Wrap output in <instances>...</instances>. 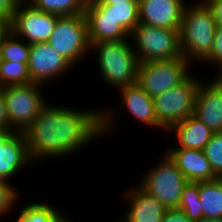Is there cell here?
<instances>
[{
    "label": "cell",
    "instance_id": "30bf717a",
    "mask_svg": "<svg viewBox=\"0 0 222 222\" xmlns=\"http://www.w3.org/2000/svg\"><path fill=\"white\" fill-rule=\"evenodd\" d=\"M61 16L46 13L22 0L11 20V31L28 44L47 42Z\"/></svg>",
    "mask_w": 222,
    "mask_h": 222
},
{
    "label": "cell",
    "instance_id": "4fadbf2b",
    "mask_svg": "<svg viewBox=\"0 0 222 222\" xmlns=\"http://www.w3.org/2000/svg\"><path fill=\"white\" fill-rule=\"evenodd\" d=\"M213 78L208 83L200 78L193 115L213 132H222V76Z\"/></svg>",
    "mask_w": 222,
    "mask_h": 222
},
{
    "label": "cell",
    "instance_id": "52a82bcc",
    "mask_svg": "<svg viewBox=\"0 0 222 222\" xmlns=\"http://www.w3.org/2000/svg\"><path fill=\"white\" fill-rule=\"evenodd\" d=\"M42 87L44 86L41 84L29 83L0 88L5 100L10 128L14 132L23 133L47 103Z\"/></svg>",
    "mask_w": 222,
    "mask_h": 222
},
{
    "label": "cell",
    "instance_id": "f1b7e54d",
    "mask_svg": "<svg viewBox=\"0 0 222 222\" xmlns=\"http://www.w3.org/2000/svg\"><path fill=\"white\" fill-rule=\"evenodd\" d=\"M202 63L215 64L218 68L216 75L222 76V27L217 26L211 53Z\"/></svg>",
    "mask_w": 222,
    "mask_h": 222
},
{
    "label": "cell",
    "instance_id": "1f68e13d",
    "mask_svg": "<svg viewBox=\"0 0 222 222\" xmlns=\"http://www.w3.org/2000/svg\"><path fill=\"white\" fill-rule=\"evenodd\" d=\"M211 9L216 25L222 27V0H203Z\"/></svg>",
    "mask_w": 222,
    "mask_h": 222
},
{
    "label": "cell",
    "instance_id": "9c48e42d",
    "mask_svg": "<svg viewBox=\"0 0 222 222\" xmlns=\"http://www.w3.org/2000/svg\"><path fill=\"white\" fill-rule=\"evenodd\" d=\"M47 43L73 66L83 61L91 52L84 14L60 17Z\"/></svg>",
    "mask_w": 222,
    "mask_h": 222
},
{
    "label": "cell",
    "instance_id": "5bb4252c",
    "mask_svg": "<svg viewBox=\"0 0 222 222\" xmlns=\"http://www.w3.org/2000/svg\"><path fill=\"white\" fill-rule=\"evenodd\" d=\"M185 0H138L139 23L180 29Z\"/></svg>",
    "mask_w": 222,
    "mask_h": 222
},
{
    "label": "cell",
    "instance_id": "8d00e7d4",
    "mask_svg": "<svg viewBox=\"0 0 222 222\" xmlns=\"http://www.w3.org/2000/svg\"><path fill=\"white\" fill-rule=\"evenodd\" d=\"M8 133L6 129H0V140Z\"/></svg>",
    "mask_w": 222,
    "mask_h": 222
},
{
    "label": "cell",
    "instance_id": "d590c367",
    "mask_svg": "<svg viewBox=\"0 0 222 222\" xmlns=\"http://www.w3.org/2000/svg\"><path fill=\"white\" fill-rule=\"evenodd\" d=\"M196 222H222V219H216V218H201L200 220Z\"/></svg>",
    "mask_w": 222,
    "mask_h": 222
},
{
    "label": "cell",
    "instance_id": "44dd1931",
    "mask_svg": "<svg viewBox=\"0 0 222 222\" xmlns=\"http://www.w3.org/2000/svg\"><path fill=\"white\" fill-rule=\"evenodd\" d=\"M18 208L20 213L15 222H64L68 218L57 206L54 207L43 200Z\"/></svg>",
    "mask_w": 222,
    "mask_h": 222
},
{
    "label": "cell",
    "instance_id": "6da1fadb",
    "mask_svg": "<svg viewBox=\"0 0 222 222\" xmlns=\"http://www.w3.org/2000/svg\"><path fill=\"white\" fill-rule=\"evenodd\" d=\"M106 107L76 110L47 102L23 132L32 163L69 158L100 136L112 133L117 123L116 108Z\"/></svg>",
    "mask_w": 222,
    "mask_h": 222
},
{
    "label": "cell",
    "instance_id": "d4e9b609",
    "mask_svg": "<svg viewBox=\"0 0 222 222\" xmlns=\"http://www.w3.org/2000/svg\"><path fill=\"white\" fill-rule=\"evenodd\" d=\"M199 196V182H188L183 188L181 200L177 208L182 210L186 217L193 222L203 218L202 205Z\"/></svg>",
    "mask_w": 222,
    "mask_h": 222
},
{
    "label": "cell",
    "instance_id": "8992f818",
    "mask_svg": "<svg viewBox=\"0 0 222 222\" xmlns=\"http://www.w3.org/2000/svg\"><path fill=\"white\" fill-rule=\"evenodd\" d=\"M138 185L167 209L178 208L183 188L188 181L164 152L158 163L149 168Z\"/></svg>",
    "mask_w": 222,
    "mask_h": 222
},
{
    "label": "cell",
    "instance_id": "4dcf8cb0",
    "mask_svg": "<svg viewBox=\"0 0 222 222\" xmlns=\"http://www.w3.org/2000/svg\"><path fill=\"white\" fill-rule=\"evenodd\" d=\"M161 222H193L189 220L182 210L177 208L167 209Z\"/></svg>",
    "mask_w": 222,
    "mask_h": 222
},
{
    "label": "cell",
    "instance_id": "d6986e66",
    "mask_svg": "<svg viewBox=\"0 0 222 222\" xmlns=\"http://www.w3.org/2000/svg\"><path fill=\"white\" fill-rule=\"evenodd\" d=\"M177 137V146L167 148H188L204 150L214 132L194 115H190L179 124L173 125L167 133Z\"/></svg>",
    "mask_w": 222,
    "mask_h": 222
},
{
    "label": "cell",
    "instance_id": "836d02e7",
    "mask_svg": "<svg viewBox=\"0 0 222 222\" xmlns=\"http://www.w3.org/2000/svg\"><path fill=\"white\" fill-rule=\"evenodd\" d=\"M11 32V21L0 17V44L3 39Z\"/></svg>",
    "mask_w": 222,
    "mask_h": 222
},
{
    "label": "cell",
    "instance_id": "ba28073f",
    "mask_svg": "<svg viewBox=\"0 0 222 222\" xmlns=\"http://www.w3.org/2000/svg\"><path fill=\"white\" fill-rule=\"evenodd\" d=\"M191 65L183 57L139 62L137 84L154 98L181 84L190 75Z\"/></svg>",
    "mask_w": 222,
    "mask_h": 222
},
{
    "label": "cell",
    "instance_id": "3957f363",
    "mask_svg": "<svg viewBox=\"0 0 222 222\" xmlns=\"http://www.w3.org/2000/svg\"><path fill=\"white\" fill-rule=\"evenodd\" d=\"M90 45L91 53H97L98 70L107 86L119 89L137 83L139 60L130 39Z\"/></svg>",
    "mask_w": 222,
    "mask_h": 222
},
{
    "label": "cell",
    "instance_id": "e0dca14e",
    "mask_svg": "<svg viewBox=\"0 0 222 222\" xmlns=\"http://www.w3.org/2000/svg\"><path fill=\"white\" fill-rule=\"evenodd\" d=\"M164 152L182 172L188 182H205L218 179L203 150L167 148Z\"/></svg>",
    "mask_w": 222,
    "mask_h": 222
},
{
    "label": "cell",
    "instance_id": "4316f807",
    "mask_svg": "<svg viewBox=\"0 0 222 222\" xmlns=\"http://www.w3.org/2000/svg\"><path fill=\"white\" fill-rule=\"evenodd\" d=\"M203 151L214 174L222 178V132H214Z\"/></svg>",
    "mask_w": 222,
    "mask_h": 222
},
{
    "label": "cell",
    "instance_id": "484cf974",
    "mask_svg": "<svg viewBox=\"0 0 222 222\" xmlns=\"http://www.w3.org/2000/svg\"><path fill=\"white\" fill-rule=\"evenodd\" d=\"M108 11L129 33L139 23L138 3H116L112 5H104Z\"/></svg>",
    "mask_w": 222,
    "mask_h": 222
},
{
    "label": "cell",
    "instance_id": "7a4b0ae2",
    "mask_svg": "<svg viewBox=\"0 0 222 222\" xmlns=\"http://www.w3.org/2000/svg\"><path fill=\"white\" fill-rule=\"evenodd\" d=\"M216 28L213 13L203 0L186 4L179 30L183 58L190 64L203 62L211 53Z\"/></svg>",
    "mask_w": 222,
    "mask_h": 222
},
{
    "label": "cell",
    "instance_id": "d6a6232c",
    "mask_svg": "<svg viewBox=\"0 0 222 222\" xmlns=\"http://www.w3.org/2000/svg\"><path fill=\"white\" fill-rule=\"evenodd\" d=\"M0 129H6L8 132L13 130L10 128L9 119L7 115L5 100L2 90L0 89Z\"/></svg>",
    "mask_w": 222,
    "mask_h": 222
},
{
    "label": "cell",
    "instance_id": "277c9868",
    "mask_svg": "<svg viewBox=\"0 0 222 222\" xmlns=\"http://www.w3.org/2000/svg\"><path fill=\"white\" fill-rule=\"evenodd\" d=\"M179 30L138 23L130 32L129 38L132 39V47L139 62L183 57Z\"/></svg>",
    "mask_w": 222,
    "mask_h": 222
},
{
    "label": "cell",
    "instance_id": "ffe728a7",
    "mask_svg": "<svg viewBox=\"0 0 222 222\" xmlns=\"http://www.w3.org/2000/svg\"><path fill=\"white\" fill-rule=\"evenodd\" d=\"M203 217L222 219V178L199 182Z\"/></svg>",
    "mask_w": 222,
    "mask_h": 222
},
{
    "label": "cell",
    "instance_id": "83f0119b",
    "mask_svg": "<svg viewBox=\"0 0 222 222\" xmlns=\"http://www.w3.org/2000/svg\"><path fill=\"white\" fill-rule=\"evenodd\" d=\"M15 188L12 183L0 181V218L11 214L10 211L12 212L18 206L20 193L17 192L18 188Z\"/></svg>",
    "mask_w": 222,
    "mask_h": 222
},
{
    "label": "cell",
    "instance_id": "f546056e",
    "mask_svg": "<svg viewBox=\"0 0 222 222\" xmlns=\"http://www.w3.org/2000/svg\"><path fill=\"white\" fill-rule=\"evenodd\" d=\"M21 1L22 0H0V17L7 18L11 21Z\"/></svg>",
    "mask_w": 222,
    "mask_h": 222
},
{
    "label": "cell",
    "instance_id": "2e32d148",
    "mask_svg": "<svg viewBox=\"0 0 222 222\" xmlns=\"http://www.w3.org/2000/svg\"><path fill=\"white\" fill-rule=\"evenodd\" d=\"M29 164L33 163L25 136L20 132H8L0 140V181L10 183V179Z\"/></svg>",
    "mask_w": 222,
    "mask_h": 222
},
{
    "label": "cell",
    "instance_id": "ac0fdd59",
    "mask_svg": "<svg viewBox=\"0 0 222 222\" xmlns=\"http://www.w3.org/2000/svg\"><path fill=\"white\" fill-rule=\"evenodd\" d=\"M117 91L120 93L122 105L129 112L128 114L144 125L163 131L157 124L153 98L143 91L137 83L121 87Z\"/></svg>",
    "mask_w": 222,
    "mask_h": 222
},
{
    "label": "cell",
    "instance_id": "7402d4cb",
    "mask_svg": "<svg viewBox=\"0 0 222 222\" xmlns=\"http://www.w3.org/2000/svg\"><path fill=\"white\" fill-rule=\"evenodd\" d=\"M34 8L59 16L84 14L87 0H26Z\"/></svg>",
    "mask_w": 222,
    "mask_h": 222
},
{
    "label": "cell",
    "instance_id": "cb8c5ba5",
    "mask_svg": "<svg viewBox=\"0 0 222 222\" xmlns=\"http://www.w3.org/2000/svg\"><path fill=\"white\" fill-rule=\"evenodd\" d=\"M32 83L28 63L0 60V88Z\"/></svg>",
    "mask_w": 222,
    "mask_h": 222
},
{
    "label": "cell",
    "instance_id": "9a60e30c",
    "mask_svg": "<svg viewBox=\"0 0 222 222\" xmlns=\"http://www.w3.org/2000/svg\"><path fill=\"white\" fill-rule=\"evenodd\" d=\"M129 188L122 196L129 203V210L113 222H161L167 208L138 184Z\"/></svg>",
    "mask_w": 222,
    "mask_h": 222
},
{
    "label": "cell",
    "instance_id": "e575fe53",
    "mask_svg": "<svg viewBox=\"0 0 222 222\" xmlns=\"http://www.w3.org/2000/svg\"><path fill=\"white\" fill-rule=\"evenodd\" d=\"M99 5H112L116 3H138V0H93Z\"/></svg>",
    "mask_w": 222,
    "mask_h": 222
},
{
    "label": "cell",
    "instance_id": "7c38bea8",
    "mask_svg": "<svg viewBox=\"0 0 222 222\" xmlns=\"http://www.w3.org/2000/svg\"><path fill=\"white\" fill-rule=\"evenodd\" d=\"M90 43L130 39V33L119 23L104 5L87 0L84 10Z\"/></svg>",
    "mask_w": 222,
    "mask_h": 222
},
{
    "label": "cell",
    "instance_id": "74e56055",
    "mask_svg": "<svg viewBox=\"0 0 222 222\" xmlns=\"http://www.w3.org/2000/svg\"><path fill=\"white\" fill-rule=\"evenodd\" d=\"M64 222H74V221L68 217Z\"/></svg>",
    "mask_w": 222,
    "mask_h": 222
},
{
    "label": "cell",
    "instance_id": "5b68a950",
    "mask_svg": "<svg viewBox=\"0 0 222 222\" xmlns=\"http://www.w3.org/2000/svg\"><path fill=\"white\" fill-rule=\"evenodd\" d=\"M199 78L190 74L181 84L153 98L157 124L165 133L193 115Z\"/></svg>",
    "mask_w": 222,
    "mask_h": 222
},
{
    "label": "cell",
    "instance_id": "603a6c76",
    "mask_svg": "<svg viewBox=\"0 0 222 222\" xmlns=\"http://www.w3.org/2000/svg\"><path fill=\"white\" fill-rule=\"evenodd\" d=\"M29 51L30 44L11 31L0 44V60L28 63Z\"/></svg>",
    "mask_w": 222,
    "mask_h": 222
},
{
    "label": "cell",
    "instance_id": "8fae6325",
    "mask_svg": "<svg viewBox=\"0 0 222 222\" xmlns=\"http://www.w3.org/2000/svg\"><path fill=\"white\" fill-rule=\"evenodd\" d=\"M74 66L47 42L30 45L28 70L32 83L43 84L60 79ZM56 78V79H55Z\"/></svg>",
    "mask_w": 222,
    "mask_h": 222
}]
</instances>
